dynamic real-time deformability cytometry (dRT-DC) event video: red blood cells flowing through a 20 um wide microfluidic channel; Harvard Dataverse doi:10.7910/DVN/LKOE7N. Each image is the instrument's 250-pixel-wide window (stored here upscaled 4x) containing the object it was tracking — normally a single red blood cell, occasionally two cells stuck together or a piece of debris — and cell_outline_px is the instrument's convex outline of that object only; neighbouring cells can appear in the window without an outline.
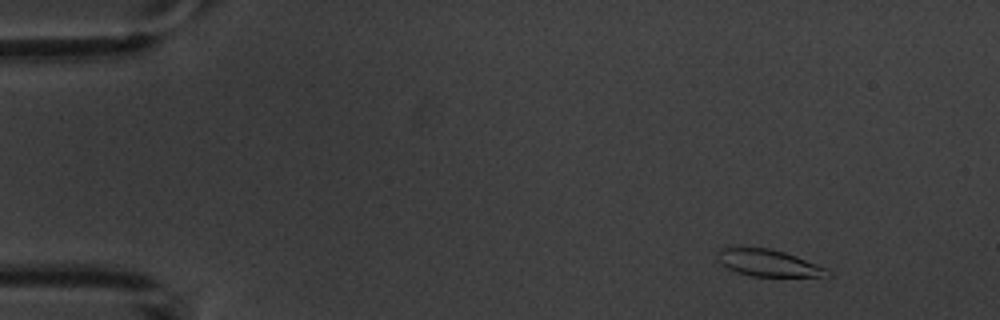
{"species": "common noctule bat (a hibernating species)", "species_latin": "Nyctalus noctula", "temperature_condition": "warm", "stored_images_in_passage": 5, "camera_frame_rate_fps": 3000, "um_per_image_px": 0.085, "animal": {"sex": "male", "body_mass_g": 20.1, "forearm_length_mm": 53.5}, "frame": {"image": 1, "passage_image": 2, "time_ms": 1.0, "image_size_px": [1000, 320], "cell_outline_px": [[832, 276], [752, 276], [736, 272], [728, 268], [720, 260], [716, 252], [720, 248], [768, 248], [784, 252], [796, 256], [828, 268]], "centroid_in_image_um": [65.36, 22.36], "position_along_channel_um": 19.6, "area_um2": 16.88}}